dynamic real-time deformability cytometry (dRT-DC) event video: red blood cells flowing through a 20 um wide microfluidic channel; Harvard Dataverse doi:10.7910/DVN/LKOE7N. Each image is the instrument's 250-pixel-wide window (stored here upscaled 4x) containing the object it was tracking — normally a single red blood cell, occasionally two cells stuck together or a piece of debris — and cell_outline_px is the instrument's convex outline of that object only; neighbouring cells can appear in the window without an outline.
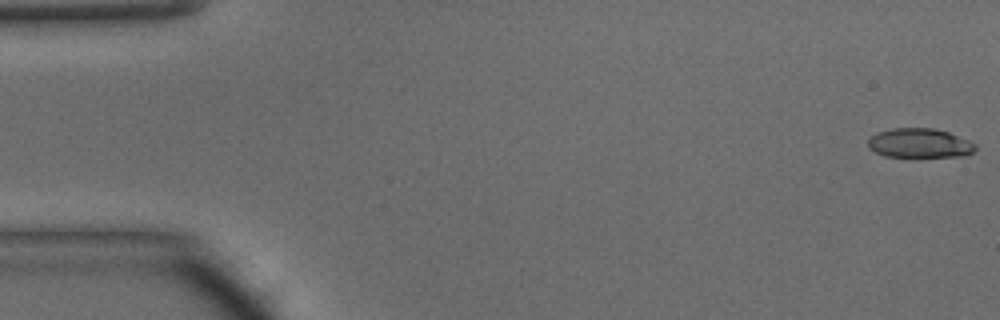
{"species": "common noctule bat (a hibernating species)", "species_latin": "Nyctalus noctula", "temperature_condition": "warm", "stored_images_in_passage": 48, "camera_frame_rate_fps": 3000, "um_per_image_px": 0.085, "animal": {"sex": "male", "body_mass_g": 15.6}, "frame": {"image": 1, "passage_image": 1, "time_ms": 0.0, "image_size_px": [1000, 320], "cell_outline_px": [[976, 148], [968, 156], [916, 160], [884, 156], [868, 148], [868, 140], [872, 136], [880, 132], [892, 128], [932, 128], [948, 132], [968, 140], [976, 144]], "centroid_in_image_um": [78.2, 12.24], "position_along_channel_um": 6.8, "area_um2": 19.36}}
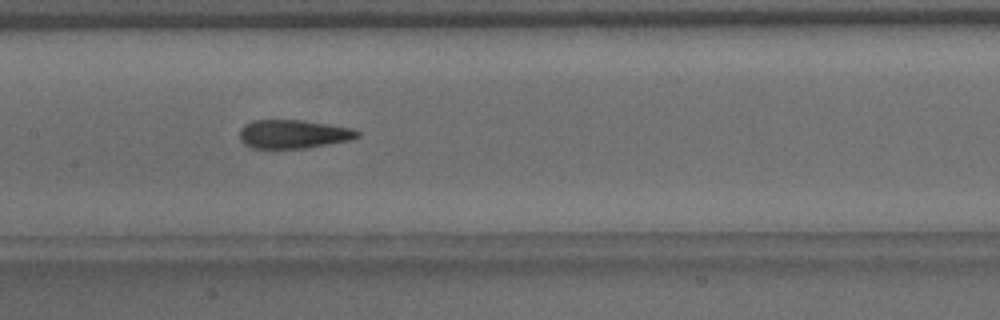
{"frame": {"image": 2, "passage_image": 23, "time_ms": 7.333, "image_size_px": [1000, 320], "cell_outline_px": [[360, 136], [348, 140], [304, 148], [252, 148], [244, 144], [240, 140], [240, 128], [244, 124], [252, 120], [304, 120], [352, 128], [360, 132]], "centroid_in_image_um": [24.89, 11.38], "position_along_channel_um": 182.5, "area_um2": 19.59}}
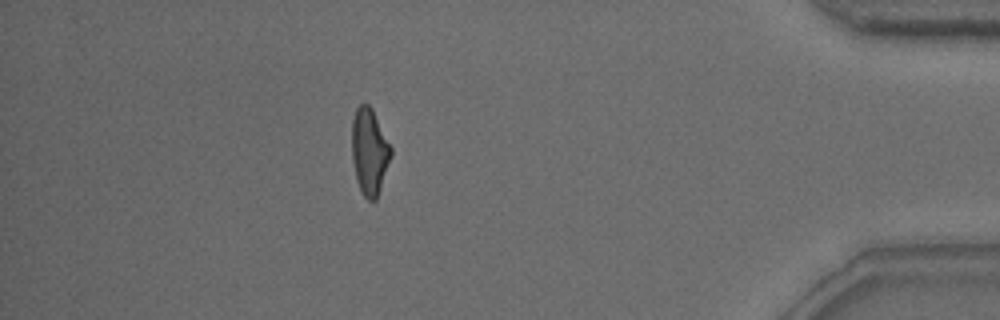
{"frame": {"image": 3, "passage_image": 42, "time_ms": 13.667, "image_size_px": [1000, 320], "cell_outline_px": [[392, 156], [376, 200], [368, 200], [364, 196], [356, 180], [352, 160], [352, 120], [356, 108], [360, 104], [368, 104], [372, 108], [392, 148]], "centroid_in_image_um": [31.4, 12.87], "position_along_channel_um": 403.8, "area_um2": 19.71}, "authors_computed_cell_mechanics": {"area_um2": 19.941, "velocity_mm_per_s": 4.2461, "shape_relaxation_time_tau1_ms": 9.7947, "shape_relaxation_time_tau2_ms": 1.7223, "deformation_change_tau1": 0.2768, "deformation_change_tau2": 0.0983}}